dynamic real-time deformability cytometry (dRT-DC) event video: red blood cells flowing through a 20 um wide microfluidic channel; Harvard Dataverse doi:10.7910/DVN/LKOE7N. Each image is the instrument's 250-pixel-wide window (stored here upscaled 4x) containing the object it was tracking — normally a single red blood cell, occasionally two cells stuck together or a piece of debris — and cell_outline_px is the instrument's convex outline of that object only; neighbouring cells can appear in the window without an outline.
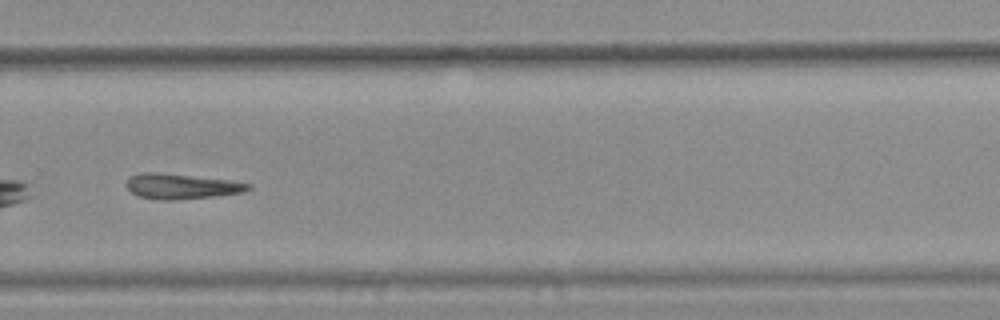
{"species": "common noctule bat (a hibernating species)", "species_latin": "Nyctalus noctula", "temperature_condition": "warm", "stored_images_in_passage": 31, "camera_frame_rate_fps": 3000, "um_per_image_px": 0.085, "animal": {"sex": "female", "body_mass_g": 25.1}, "frame": {"image": 1, "passage_image": 22, "time_ms": 7.0, "image_size_px": [1000, 320], "cell_outline_px": [[252, 188], [244, 192], [212, 196], [172, 200], [156, 200], [140, 196], [132, 192], [124, 184], [132, 176], [140, 172], [160, 172], [228, 180], [252, 184]], "centroid_in_image_um": [15.41, 15.83], "position_along_channel_um": 314.4, "area_um2": 17.8}}